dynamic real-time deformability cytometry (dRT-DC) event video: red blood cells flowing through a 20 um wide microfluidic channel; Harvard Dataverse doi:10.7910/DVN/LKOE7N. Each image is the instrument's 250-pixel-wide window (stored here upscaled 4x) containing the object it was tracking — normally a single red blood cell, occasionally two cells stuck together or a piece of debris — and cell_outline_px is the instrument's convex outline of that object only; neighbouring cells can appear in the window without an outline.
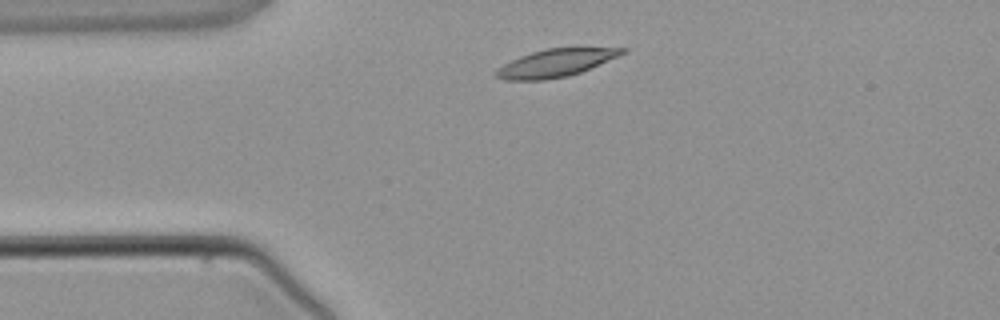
{"species": "common noctule bat (a hibernating species)", "species_latin": "Nyctalus noctula", "temperature_condition": "warm", "stored_images_in_passage": 2, "camera_frame_rate_fps": 3000, "um_per_image_px": 0.085, "animal": {"sex": "male", "body_mass_g": 21.5, "forearm_length_mm": 52.0}, "frame": {"image": 1, "passage_image": 1, "time_ms": 0.0, "image_size_px": [1000, 320], "cell_outline_px": [[628, 52], [580, 72], [568, 76], [544, 80], [504, 80], [496, 76], [492, 72], [504, 64], [520, 56], [532, 52], [548, 48], [576, 44], [628, 48]], "centroid_in_image_um": [47.34, 5.28], "position_along_channel_um": 37.7, "area_um2": 21.33}}
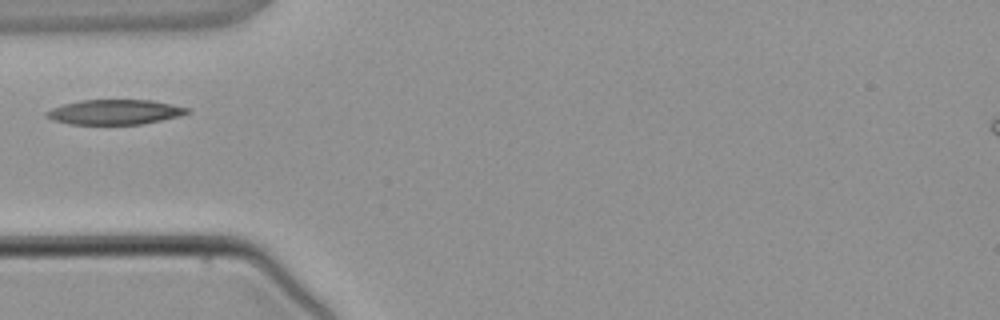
{"frame": {"image": 2, "passage_image": 2, "time_ms": 1.333, "image_size_px": [1000, 320], "cell_outline_px": [[192, 112], [180, 116], [140, 124], [68, 124], [52, 120], [44, 116], [44, 112], [52, 108], [64, 104], [80, 100], [152, 100], [192, 108]], "centroid_in_image_um": [9.77, 9.52], "position_along_channel_um": 75.2, "area_um2": 20.58}}